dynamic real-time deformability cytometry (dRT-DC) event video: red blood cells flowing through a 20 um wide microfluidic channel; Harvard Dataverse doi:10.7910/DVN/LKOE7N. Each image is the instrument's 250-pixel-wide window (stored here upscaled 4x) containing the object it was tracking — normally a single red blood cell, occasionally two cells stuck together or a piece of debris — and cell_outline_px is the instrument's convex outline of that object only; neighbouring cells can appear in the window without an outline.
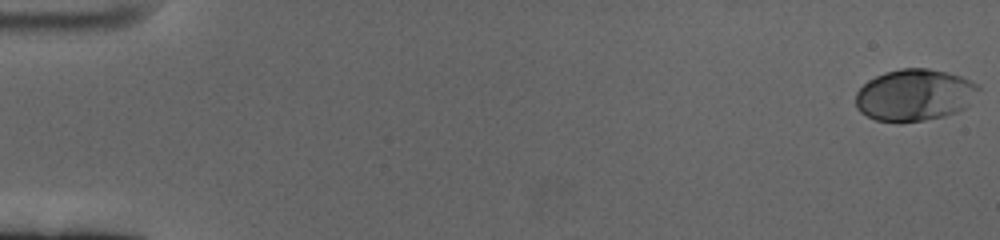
{"species": "human", "species_latin": "Homo sapiens", "temperature_condition": "cold", "stored_images_in_passage": 61, "camera_frame_rate_fps": 3000, "um_per_image_px": 0.085, "donor": {"sex": "female"}, "frame": {"image": 1, "passage_image": 1, "time_ms": 0.0, "image_size_px": [1000, 240], "cell_outline_px": [[980, 88], [968, 104], [964, 108], [956, 112], [944, 116], [924, 120], [876, 120], [860, 112], [856, 108], [856, 92], [868, 80], [884, 72], [900, 68], [928, 68], [948, 72], [960, 76], [980, 84]], "centroid_in_image_um": [77.74, 8.04], "position_along_channel_um": 7.3, "area_um2": 36.7}}
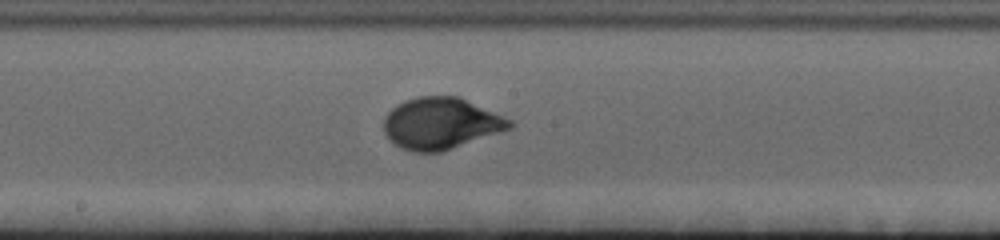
{"frame": {"image": 2, "passage_image": 34, "time_ms": 11.0, "image_size_px": [1000, 240], "cell_outline_px": [[516, 124], [512, 128], [440, 152], [412, 152], [400, 148], [388, 140], [384, 132], [384, 120], [388, 112], [396, 104], [404, 100], [420, 96], [456, 96], [512, 120]], "centroid_in_image_um": [37.43, 10.5], "position_along_channel_um": 210.8, "area_um2": 37.63}}
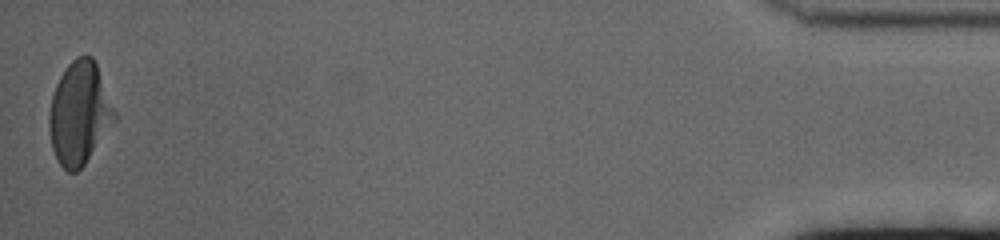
{"frame": {"image": 3, "passage_image": 61, "time_ms": 20.0, "image_size_px": [1000, 240], "cell_outline_px": [[116, 120], [84, 164], [76, 172], [68, 172], [60, 164], [52, 148], [48, 124], [48, 120], [52, 96], [56, 84], [60, 76], [68, 64], [76, 56], [92, 56], [96, 64], [116, 112]], "centroid_in_image_um": [6.74, 9.62], "position_along_channel_um": 428.5, "area_um2": 38.67}, "authors_computed_cell_mechanics": {"area_um2": 36.5874, "velocity_mm_per_s": 3.356, "shape_relaxation_time_tau1_ms": 3.1538, "shape_relaxation_time_tau2_ms": null, "deformation_change_tau1": 0.174, "deformation_change_tau2": null}}